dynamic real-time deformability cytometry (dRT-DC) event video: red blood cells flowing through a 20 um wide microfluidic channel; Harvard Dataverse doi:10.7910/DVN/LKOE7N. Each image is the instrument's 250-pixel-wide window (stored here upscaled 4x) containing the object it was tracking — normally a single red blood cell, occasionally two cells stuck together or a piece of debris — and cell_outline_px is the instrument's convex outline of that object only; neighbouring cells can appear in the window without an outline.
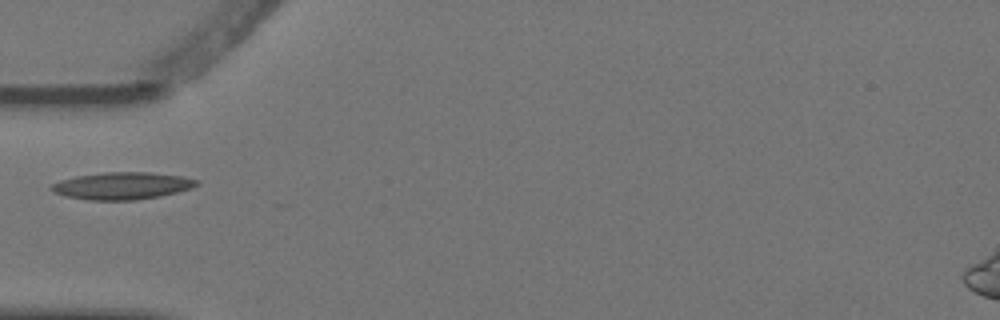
{"species": "Egyptian fruit bat (a non-hibernating species)", "species_latin": "Rousettus aegyptiacus", "temperature_condition": "warm", "stored_images_in_passage": 1, "camera_frame_rate_fps": 3000, "um_per_image_px": 0.085, "animal": {"sex": "female"}, "frame": {"image": 1, "passage_image": 1, "time_ms": 0.0, "image_size_px": [1000, 320], "cell_outline_px": [[200, 184], [192, 188], [160, 196], [132, 200], [88, 200], [64, 196], [52, 192], [48, 188], [52, 184], [60, 180], [76, 176], [104, 172], [148, 172], [184, 176], [196, 180]], "centroid_in_image_um": [10.35, 15.79], "position_along_channel_um": 74.7, "area_um2": 23.12}}